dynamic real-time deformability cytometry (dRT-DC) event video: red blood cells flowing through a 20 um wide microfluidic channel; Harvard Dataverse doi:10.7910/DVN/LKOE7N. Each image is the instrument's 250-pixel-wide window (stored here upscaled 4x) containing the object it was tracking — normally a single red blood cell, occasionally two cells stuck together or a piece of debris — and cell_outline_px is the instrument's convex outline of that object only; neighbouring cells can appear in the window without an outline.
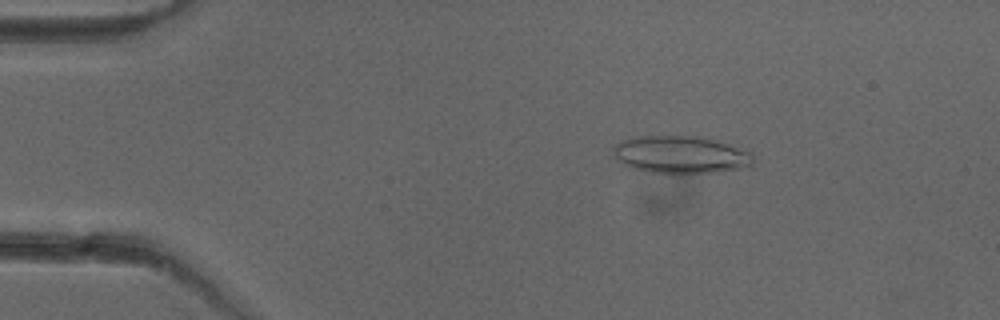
{"species": "common noctule bat (a hibernating species)", "species_latin": "Nyctalus noctula", "temperature_condition": "cold", "stored_images_in_passage": 51, "camera_frame_rate_fps": 3000, "um_per_image_px": 0.085, "animal": {"sex": "female"}, "frame": {"image": 1, "passage_image": 8, "time_ms": 2.333, "image_size_px": [1000, 320], "cell_outline_px": [[752, 164], [748, 168], [720, 172], [652, 172], [628, 168], [616, 160], [612, 152], [612, 148], [616, 144], [624, 140], [636, 136], [696, 136], [720, 140], [752, 152]], "centroid_in_image_um": [57.87, 13.14], "position_along_channel_um": 27.1, "area_um2": 30.87}}
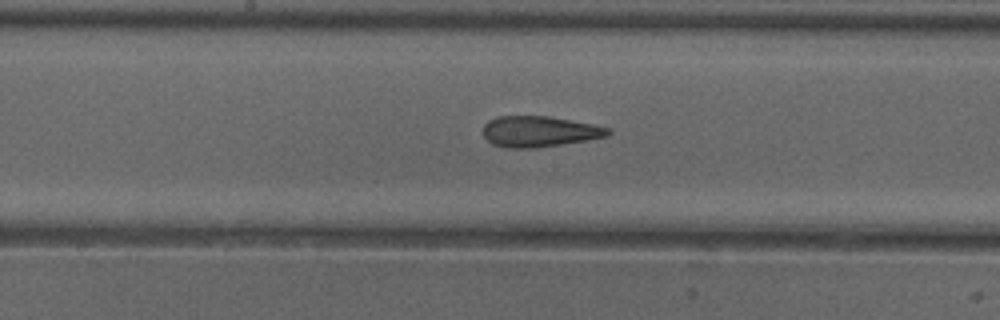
{"frame": {"image": 2, "passage_image": 26, "time_ms": 8.333, "image_size_px": [1000, 320], "cell_outline_px": [[612, 132], [608, 136], [536, 148], [504, 148], [492, 144], [484, 136], [484, 124], [488, 120], [500, 116], [548, 116], [592, 124], [608, 128]], "centroid_in_image_um": [45.8, 11.18], "position_along_channel_um": 202.4, "area_um2": 22.25}}
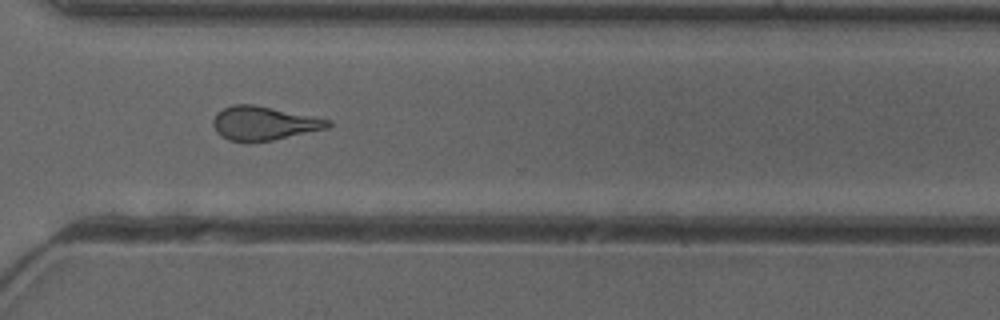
{"frame": {"image": 3, "passage_image": 37, "time_ms": 12.0, "image_size_px": [1000, 320], "cell_outline_px": [[332, 124], [328, 128], [272, 140], [228, 140], [220, 136], [216, 132], [212, 124], [212, 120], [216, 112], [232, 104], [252, 104], [332, 120]], "centroid_in_image_um": [22.4, 10.46], "position_along_channel_um": 348.2, "area_um2": 22.31}, "authors_computed_cell_mechanics": {"area_um2": 23.0622, "velocity_mm_per_s": 3.9874, "shape_relaxation_time_tau1_ms": null, "shape_relaxation_time_tau2_ms": 2.4156, "deformation_change_tau1": null, "deformation_change_tau2": 0.1268}}